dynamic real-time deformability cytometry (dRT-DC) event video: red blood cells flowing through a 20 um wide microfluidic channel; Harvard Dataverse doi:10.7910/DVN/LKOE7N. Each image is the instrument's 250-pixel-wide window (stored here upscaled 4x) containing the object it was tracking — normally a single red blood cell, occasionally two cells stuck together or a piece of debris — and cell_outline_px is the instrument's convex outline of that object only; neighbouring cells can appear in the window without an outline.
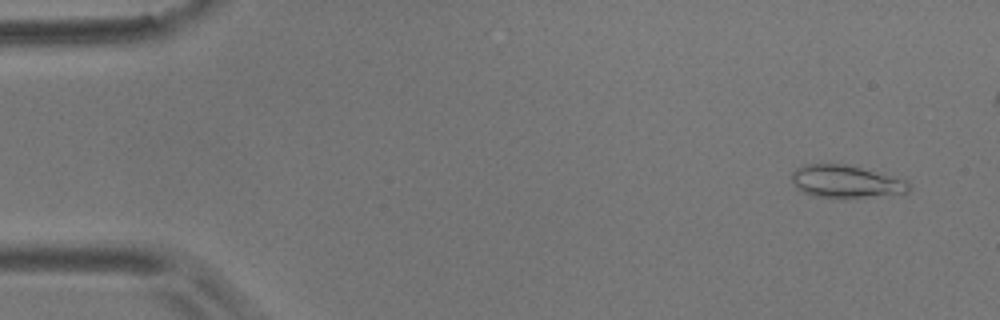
{"species": "common noctule bat (a hibernating species)", "species_latin": "Nyctalus noctula", "temperature_condition": "room temperature", "stored_images_in_passage": 5, "camera_frame_rate_fps": 3000, "um_per_image_px": 0.085, "animal": {"sex": "male", "body_mass_g": 17.9}, "frame": {"image": 1, "passage_image": 5, "time_ms": 1.333, "image_size_px": [1000, 320], "cell_outline_px": [[912, 188], [908, 192], [844, 200], [840, 200], [812, 196], [796, 188], [792, 180], [792, 172], [796, 168], [804, 164], [848, 164], [908, 180]], "centroid_in_image_um": [71.91, 15.46], "position_along_channel_um": 13.1, "area_um2": 22.95}}